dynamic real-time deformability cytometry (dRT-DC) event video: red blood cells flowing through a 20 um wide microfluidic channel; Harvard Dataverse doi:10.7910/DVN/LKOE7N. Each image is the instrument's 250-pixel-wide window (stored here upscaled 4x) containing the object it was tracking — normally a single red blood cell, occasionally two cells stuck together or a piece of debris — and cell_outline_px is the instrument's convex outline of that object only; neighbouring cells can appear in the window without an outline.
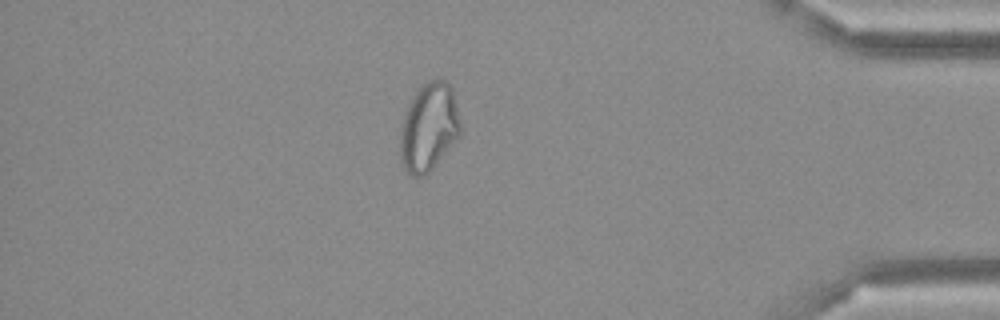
{"species": "Egyptian fruit bat (a non-hibernating species)", "species_latin": "Rousettus aegyptiacus", "temperature_condition": "cold", "stored_images_in_passage": 50, "camera_frame_rate_fps": 3000, "um_per_image_px": 0.085, "frame": {"image": 1, "passage_image": 43, "time_ms": 14.0, "image_size_px": [1000, 320], "cell_outline_px": [[460, 136], [432, 168], [424, 176], [412, 176], [404, 172], [400, 160], [400, 128], [408, 104], [412, 96], [428, 80], [436, 76], [448, 80], [452, 88], [456, 104], [460, 124]], "centroid_in_image_um": [36.43, 10.79], "position_along_channel_um": 398.8, "area_um2": 31.27}}